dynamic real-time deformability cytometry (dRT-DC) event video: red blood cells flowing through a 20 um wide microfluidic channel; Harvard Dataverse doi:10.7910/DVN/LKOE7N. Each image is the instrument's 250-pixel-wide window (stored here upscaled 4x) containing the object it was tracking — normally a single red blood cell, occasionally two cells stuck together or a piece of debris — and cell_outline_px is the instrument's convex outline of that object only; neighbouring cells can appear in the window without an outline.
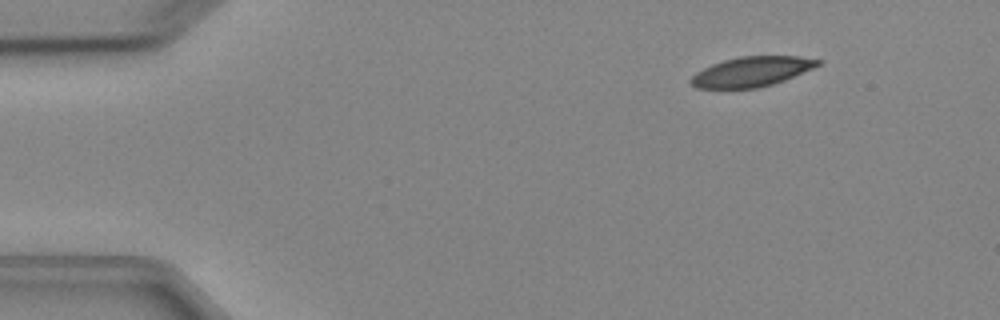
{"species": "Egyptian fruit bat (a non-hibernating species)", "species_latin": "Rousettus aegyptiacus", "temperature_condition": "cold", "stored_images_in_passage": 3, "camera_frame_rate_fps": 3000, "um_per_image_px": 0.085, "animal": {"sex": "female"}, "frame": {"image": 1, "passage_image": 1, "time_ms": 0.0, "image_size_px": [1000, 320], "cell_outline_px": [[824, 60], [820, 64], [812, 68], [784, 80], [772, 84], [756, 88], [696, 88], [688, 80], [696, 72], [712, 64], [724, 60], [740, 56], [800, 56]], "centroid_in_image_um": [63.89, 6.08], "position_along_channel_um": 21.1, "area_um2": 21.96}}